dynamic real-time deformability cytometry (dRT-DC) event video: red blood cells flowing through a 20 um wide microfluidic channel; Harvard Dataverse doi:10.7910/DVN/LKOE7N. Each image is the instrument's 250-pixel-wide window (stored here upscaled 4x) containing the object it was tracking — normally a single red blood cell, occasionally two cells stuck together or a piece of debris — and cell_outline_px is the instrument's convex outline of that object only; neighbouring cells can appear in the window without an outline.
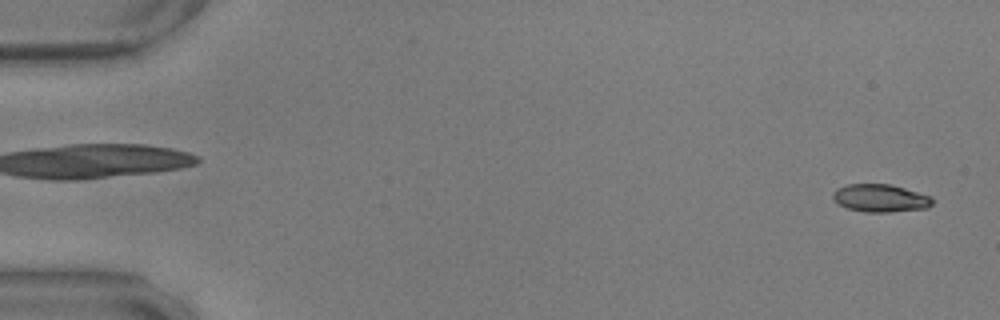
{"species": "common noctule bat (a hibernating species)", "species_latin": "Nyctalus noctula", "temperature_condition": "warm", "stored_images_in_passage": 57, "camera_frame_rate_fps": 3000, "um_per_image_px": 0.085, "animal": {"sex": "male", "body_mass_g": 17.9, "forearm_length_mm": 54.2}, "frame": {"image": 1, "passage_image": 2, "time_ms": 0.333, "image_size_px": [1000, 320], "cell_outline_px": [[936, 200], [928, 208], [892, 212], [864, 212], [848, 208], [840, 204], [832, 196], [832, 192], [836, 188], [844, 184], [892, 184], [932, 196]], "centroid_in_image_um": [74.88, 16.83], "position_along_channel_um": 10.1, "area_um2": 16.36}}
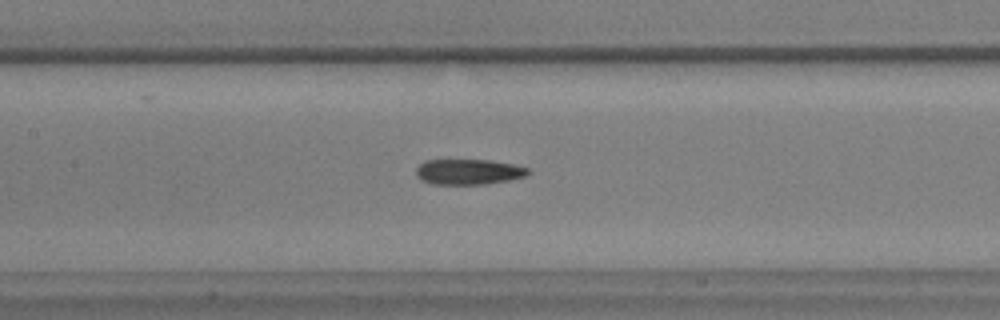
{"frame": {"image": 2, "passage_image": 27, "time_ms": 8.667, "image_size_px": [1000, 320], "cell_outline_px": [[532, 172], [528, 176], [508, 180], [484, 184], [432, 184], [420, 180], [416, 176], [416, 168], [424, 160], [488, 160], [512, 164], [528, 168]], "centroid_in_image_um": [39.82, 14.61], "position_along_channel_um": 167.6, "area_um2": 16.7}}
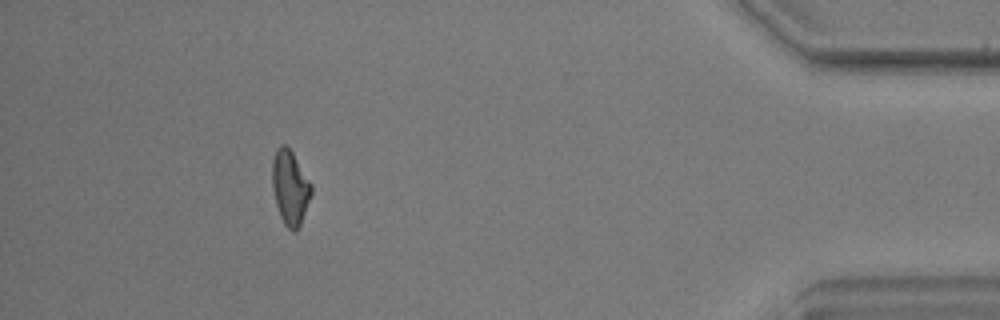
{"frame": {"image": 3, "passage_image": 52, "time_ms": 17.0, "image_size_px": [1000, 320], "cell_outline_px": [[312, 192], [300, 224], [296, 232], [292, 232], [284, 224], [280, 216], [276, 204], [272, 188], [272, 160], [276, 148], [280, 144], [284, 144], [292, 152], [312, 184]], "centroid_in_image_um": [24.64, 15.93], "position_along_channel_um": 410.6, "area_um2": 16.94}, "authors_computed_cell_mechanics": {"area_um2": 16.8776, "velocity_mm_per_s": 3.5434, "shape_relaxation_time_tau1_ms": 5.536, "shape_relaxation_time_tau2_ms": 4.2931, "deformation_change_tau1": 0.2081, "deformation_change_tau2": 0.119}}